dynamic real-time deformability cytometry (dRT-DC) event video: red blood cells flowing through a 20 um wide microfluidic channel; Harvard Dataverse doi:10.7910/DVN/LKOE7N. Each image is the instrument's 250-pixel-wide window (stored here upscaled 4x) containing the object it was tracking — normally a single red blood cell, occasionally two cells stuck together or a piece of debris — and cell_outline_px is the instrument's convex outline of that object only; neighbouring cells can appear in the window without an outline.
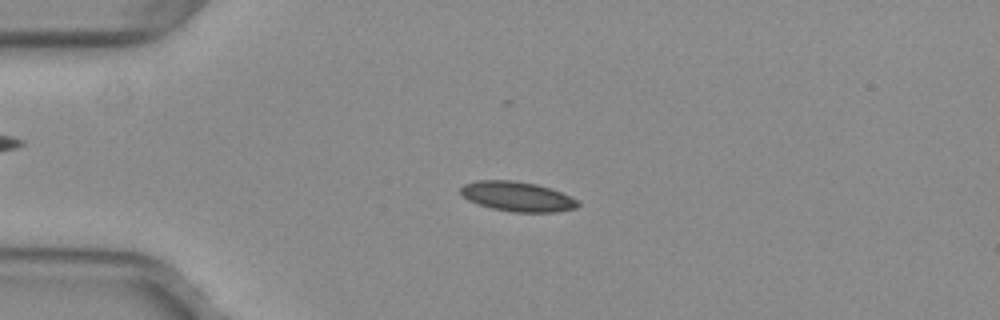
{"species": "common noctule bat (a hibernating species)", "species_latin": "Nyctalus noctula", "temperature_condition": "warm", "stored_images_in_passage": 52, "camera_frame_rate_fps": 3000, "um_per_image_px": 0.085, "animal": {"sex": "female", "body_mass_g": 29.2, "forearm_length_mm": 56.3}, "frame": {"image": 1, "passage_image": 13, "time_ms": 4.0, "image_size_px": [1000, 320], "cell_outline_px": [[580, 204], [576, 208], [556, 212], [512, 212], [492, 208], [468, 200], [460, 192], [460, 188], [464, 184], [476, 180], [512, 180], [536, 184], [552, 188], [576, 200]], "centroid_in_image_um": [43.96, 16.7], "position_along_channel_um": 41.0, "area_um2": 20.23}}
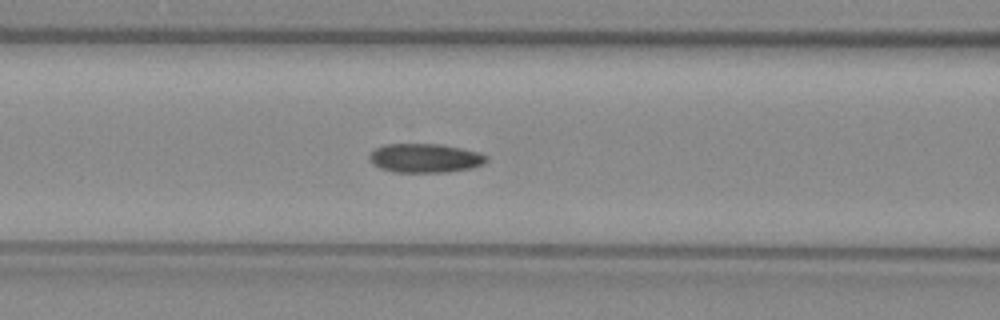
{"frame": {"image": 2, "passage_image": 22, "time_ms": 7.0, "image_size_px": [1000, 320], "cell_outline_px": [[488, 160], [484, 164], [472, 168], [448, 172], [392, 172], [380, 168], [372, 164], [368, 160], [368, 156], [376, 148], [384, 144], [440, 144], [480, 152], [488, 156]], "centroid_in_image_um": [36.13, 13.44], "position_along_channel_um": 130.5, "area_um2": 20.0}}
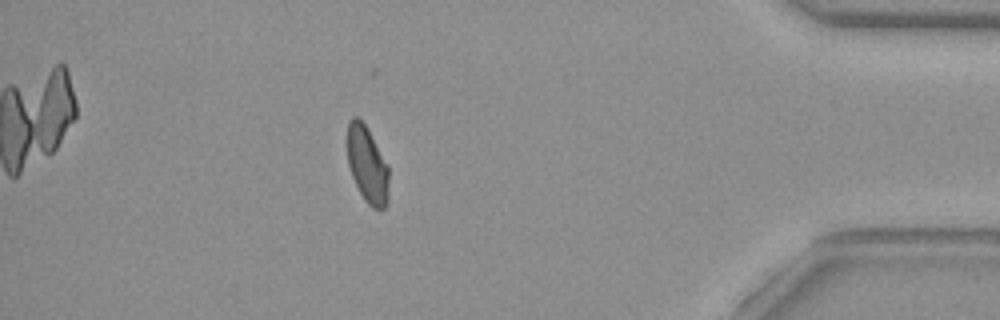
{"frame": {"image": 3, "passage_image": 46, "time_ms": 15.0, "image_size_px": [1000, 320], "cell_outline_px": [[388, 204], [384, 208], [372, 208], [364, 200], [352, 176], [348, 164], [348, 120], [352, 116], [356, 116], [364, 124], [388, 164]], "centroid_in_image_um": [31.23, 14.02], "position_along_channel_um": 404.0, "area_um2": 18.32}, "authors_computed_cell_mechanics": {"area_um2": 19.3052, "velocity_mm_per_s": 3.9902, "shape_relaxation_time_tau1_ms": null, "shape_relaxation_time_tau2_ms": 3.2966, "deformation_change_tau1": null, "deformation_change_tau2": 0.063}}